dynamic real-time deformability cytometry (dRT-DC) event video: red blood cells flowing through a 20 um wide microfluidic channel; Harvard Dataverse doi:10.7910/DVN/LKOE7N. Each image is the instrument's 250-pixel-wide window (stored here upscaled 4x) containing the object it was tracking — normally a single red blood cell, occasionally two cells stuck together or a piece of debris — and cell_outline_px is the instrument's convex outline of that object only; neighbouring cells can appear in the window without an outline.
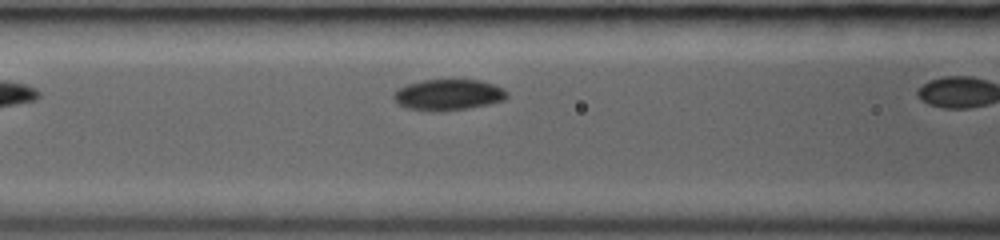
{"species": "common noctule bat (a hibernating species)", "species_latin": "Nyctalus noctula", "temperature_condition": "room temperature", "stored_images_in_passage": 9, "camera_frame_rate_fps": 3000, "um_per_image_px": 0.085, "animal": {"sex": "female", "body_mass_g": 19.0, "forearm_length_mm": 53.3}, "frame": {"image": 1, "passage_image": 6, "time_ms": 1.667, "image_size_px": [1000, 240], "cell_outline_px": [[508, 96], [504, 100], [488, 104], [468, 108], [440, 112], [436, 112], [408, 108], [400, 104], [392, 96], [392, 92], [408, 84], [424, 80], [480, 80], [492, 84], [508, 92]], "centroid_in_image_um": [38.1, 8.06], "position_along_channel_um": 128.5, "area_um2": 20.29}}